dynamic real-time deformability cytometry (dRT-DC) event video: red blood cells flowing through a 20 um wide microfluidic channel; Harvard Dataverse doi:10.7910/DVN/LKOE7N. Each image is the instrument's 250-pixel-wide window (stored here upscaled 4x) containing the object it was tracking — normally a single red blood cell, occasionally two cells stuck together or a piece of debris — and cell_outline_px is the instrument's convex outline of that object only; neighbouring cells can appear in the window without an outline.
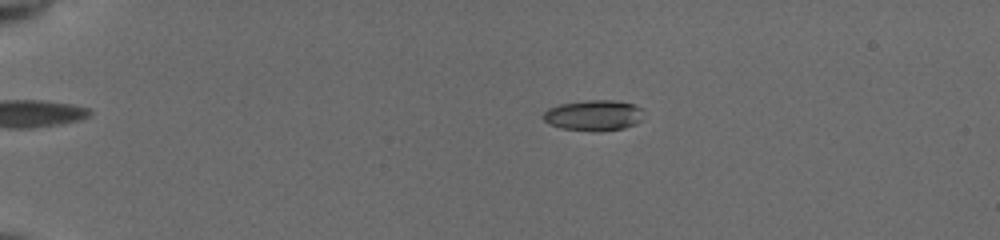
{"species": "common noctule bat (a hibernating species)", "species_latin": "Nyctalus noctula", "temperature_condition": "cold", "stored_images_in_passage": 47, "camera_frame_rate_fps": 3000, "um_per_image_px": 0.085, "animal": {"sex": "female", "body_mass_g": 19.5, "forearm_length_mm": 54.1}, "frame": {"image": 1, "passage_image": 5, "time_ms": 1.333, "image_size_px": [1000, 240], "cell_outline_px": [[644, 112], [640, 120], [636, 124], [624, 128], [600, 132], [592, 132], [560, 128], [548, 124], [540, 116], [548, 108], [560, 104], [588, 100], [616, 100], [636, 104], [644, 108]], "centroid_in_image_um": [50.48, 9.81], "position_along_channel_um": 34.5, "area_um2": 18.5}}
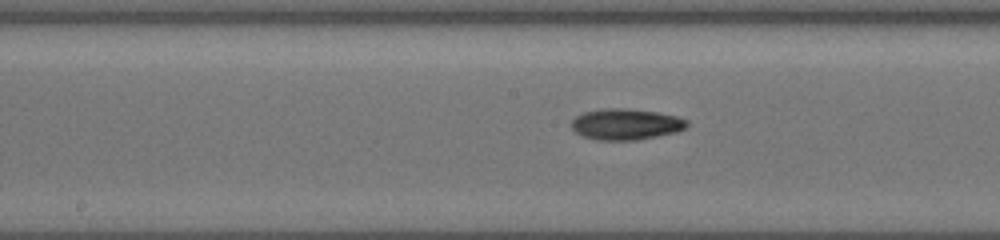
{"frame": {"image": 2, "passage_image": 23, "time_ms": 7.333, "image_size_px": [1000, 240], "cell_outline_px": [[688, 124], [684, 128], [676, 132], [636, 140], [596, 140], [584, 136], [576, 132], [572, 128], [572, 120], [576, 116], [584, 112], [604, 108], [628, 108], [656, 112], [676, 116], [688, 120]], "centroid_in_image_um": [53.19, 10.55], "position_along_channel_um": 195.0, "area_um2": 20.81}}
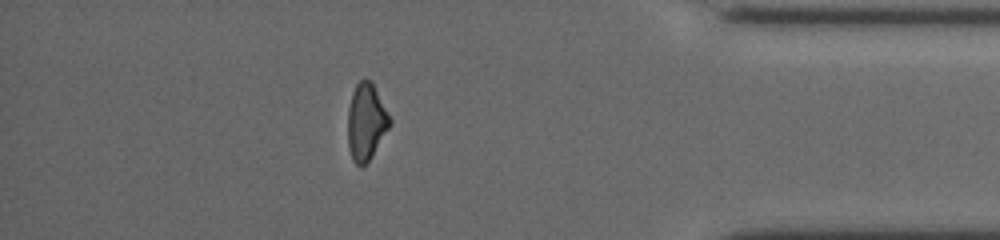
{"frame": {"image": 3, "passage_image": 41, "time_ms": 13.333, "image_size_px": [1000, 240], "cell_outline_px": [[392, 124], [368, 160], [360, 168], [352, 160], [348, 148], [348, 108], [352, 92], [356, 84], [360, 80], [368, 80], [372, 84], [392, 120]], "centroid_in_image_um": [31.1, 10.38], "position_along_channel_um": 404.1, "area_um2": 18.5}, "authors_computed_cell_mechanics": {"area_um2": 18.9584, "velocity_mm_per_s": 3.9422, "shape_relaxation_time_tau1_ms": 3.6003, "shape_relaxation_time_tau2_ms": 7.4156, "deformation_change_tau1": 0.1515, "deformation_change_tau2": 0.1473}}